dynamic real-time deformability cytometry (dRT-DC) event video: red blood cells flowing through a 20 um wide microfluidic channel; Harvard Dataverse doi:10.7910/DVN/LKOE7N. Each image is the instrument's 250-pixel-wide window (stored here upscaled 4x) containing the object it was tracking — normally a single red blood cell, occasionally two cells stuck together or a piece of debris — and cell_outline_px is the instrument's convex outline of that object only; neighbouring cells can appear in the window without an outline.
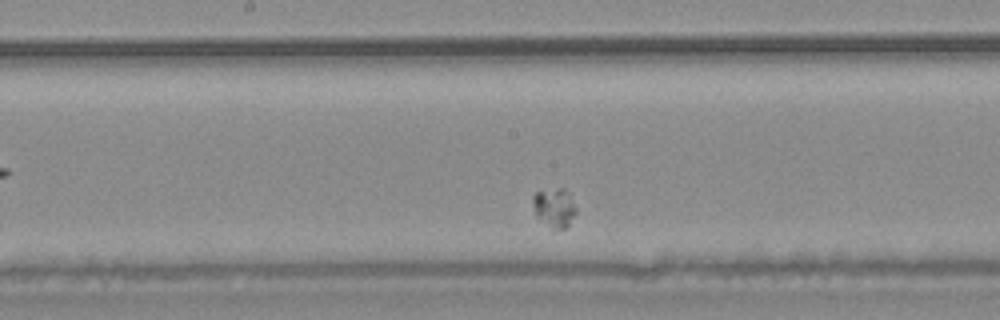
{"species": "common noctule bat (a hibernating species)", "species_latin": "Nyctalus noctula", "temperature_condition": "warm", "stored_images_in_passage": 28, "camera_frame_rate_fps": 3000, "um_per_image_px": 0.085, "animal": {"sex": "male", "body_mass_g": 20.4}, "frame": {"image": 1, "passage_image": 12, "time_ms": 3.667, "image_size_px": [1000, 320], "cell_outline_px": [[576, 212], [568, 228], [552, 232], [536, 216], [532, 204], [532, 196], [536, 192], [560, 188], [564, 188], [568, 192], [576, 208]], "centroid_in_image_um": [47.11, 17.72], "position_along_channel_um": 201.1, "area_um2": 10.23}}
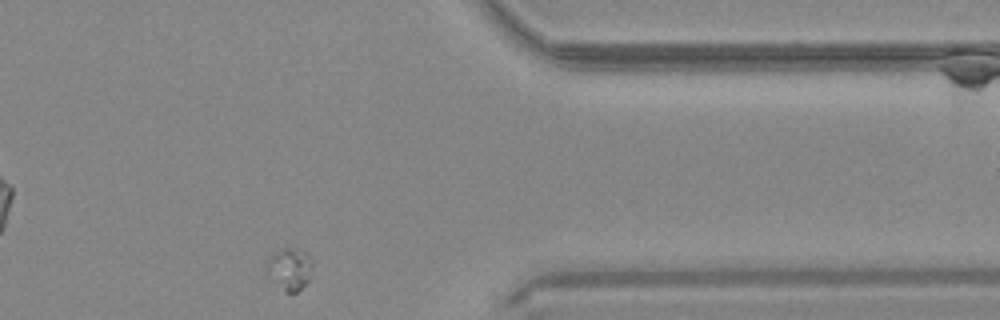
{"frame": {"image": 2, "passage_image": 26, "time_ms": 8.333, "image_size_px": [1000, 320], "cell_outline_px": [[312, 264], [308, 280], [296, 292], [284, 292], [268, 276], [264, 268], [268, 256], [284, 248], [304, 248], [308, 252], [312, 260]], "centroid_in_image_um": [24.59, 22.82], "position_along_channel_um": 386.8, "area_um2": 11.5}}